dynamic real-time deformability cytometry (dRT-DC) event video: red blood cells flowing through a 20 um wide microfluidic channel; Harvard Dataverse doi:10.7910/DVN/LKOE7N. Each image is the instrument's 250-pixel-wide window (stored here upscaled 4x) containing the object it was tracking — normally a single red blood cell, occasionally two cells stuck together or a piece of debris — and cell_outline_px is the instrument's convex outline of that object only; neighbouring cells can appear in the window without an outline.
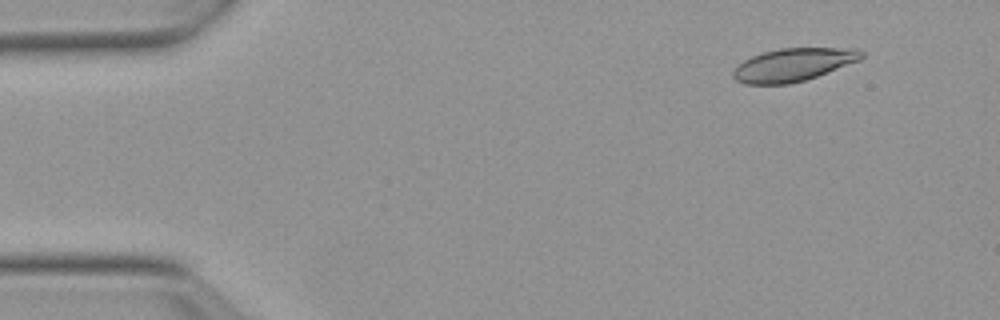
{"species": "Egyptian fruit bat (a non-hibernating species)", "species_latin": "Rousettus aegyptiacus", "temperature_condition": "warm", "stored_images_in_passage": 13, "camera_frame_rate_fps": 3000, "um_per_image_px": 0.085, "animal": {"sex": "female"}, "frame": {"image": 1, "passage_image": 5, "time_ms": 1.333, "image_size_px": [1000, 320], "cell_outline_px": [[864, 56], [860, 60], [816, 76], [804, 80], [788, 84], [744, 84], [736, 80], [732, 76], [732, 72], [744, 60], [752, 56], [764, 52], [780, 48], [856, 48], [864, 52]], "centroid_in_image_um": [67.43, 5.5], "position_along_channel_um": 17.6, "area_um2": 24.45}}